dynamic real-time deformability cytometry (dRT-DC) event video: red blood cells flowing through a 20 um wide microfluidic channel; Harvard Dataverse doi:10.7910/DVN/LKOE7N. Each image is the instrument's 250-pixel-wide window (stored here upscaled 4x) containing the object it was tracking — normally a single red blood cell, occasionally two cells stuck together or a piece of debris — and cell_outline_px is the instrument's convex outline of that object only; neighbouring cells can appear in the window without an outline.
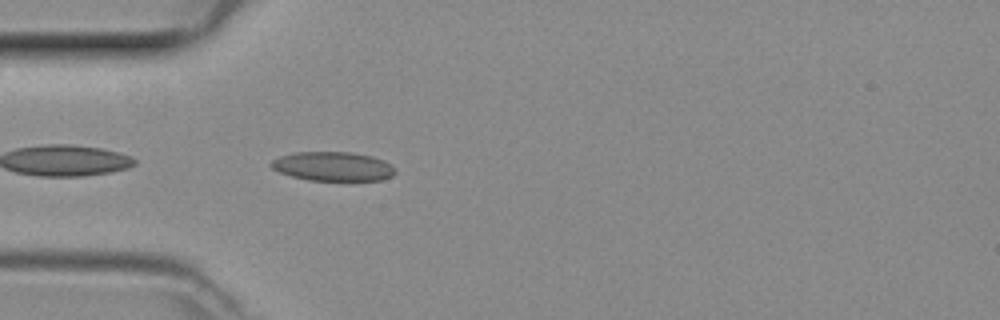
{"species": "common noctule bat (a hibernating species)", "species_latin": "Nyctalus noctula", "temperature_condition": "room temperature", "stored_images_in_passage": 34, "camera_frame_rate_fps": 3000, "um_per_image_px": 0.085, "animal": {"sex": "female", "body_mass_g": 29.2, "forearm_length_mm": 56.3}, "frame": {"image": 1, "passage_image": 1, "time_ms": 0.0, "image_size_px": [1000, 320], "cell_outline_px": [[396, 172], [392, 176], [380, 180], [308, 180], [292, 176], [280, 172], [272, 168], [268, 164], [272, 160], [280, 156], [296, 152], [352, 152], [372, 156], [384, 160], [392, 164], [396, 168]], "centroid_in_image_um": [28.33, 14.13], "position_along_channel_um": 56.7, "area_um2": 21.15}}
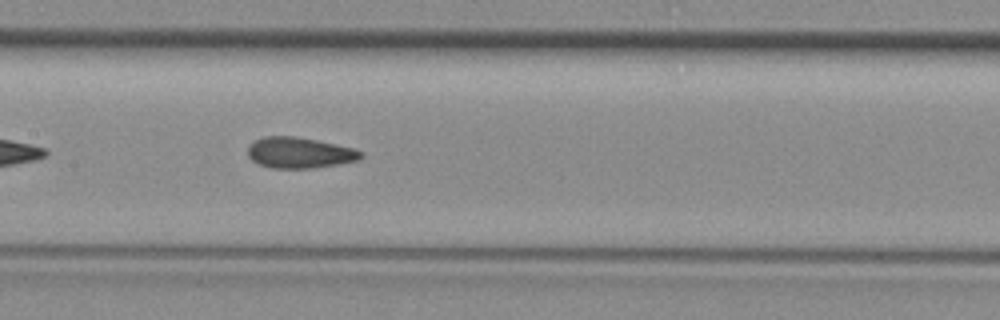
{"frame": {"image": 2, "passage_image": 10, "time_ms": 3.0, "image_size_px": [1000, 320], "cell_outline_px": [[364, 156], [360, 160], [340, 164], [312, 168], [272, 168], [256, 164], [248, 156], [248, 144], [264, 136], [296, 136], [336, 144], [352, 148], [364, 152]], "centroid_in_image_um": [25.46, 12.99], "position_along_channel_um": 181.9, "area_um2": 20.58}}
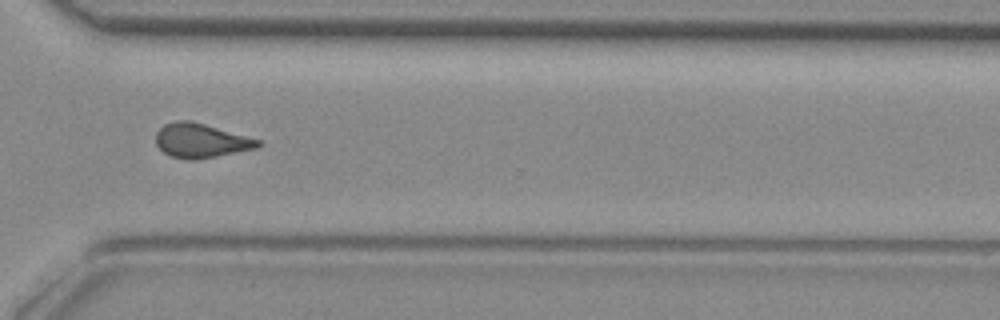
{"frame": {"image": 3, "passage_image": 22, "time_ms": 7.0, "image_size_px": [1000, 320], "cell_outline_px": [[260, 144], [256, 148], [196, 160], [188, 160], [172, 156], [164, 152], [156, 144], [156, 132], [164, 124], [176, 120], [192, 120], [260, 140]], "centroid_in_image_um": [17.04, 11.94], "position_along_channel_um": 353.6, "area_um2": 20.23}}